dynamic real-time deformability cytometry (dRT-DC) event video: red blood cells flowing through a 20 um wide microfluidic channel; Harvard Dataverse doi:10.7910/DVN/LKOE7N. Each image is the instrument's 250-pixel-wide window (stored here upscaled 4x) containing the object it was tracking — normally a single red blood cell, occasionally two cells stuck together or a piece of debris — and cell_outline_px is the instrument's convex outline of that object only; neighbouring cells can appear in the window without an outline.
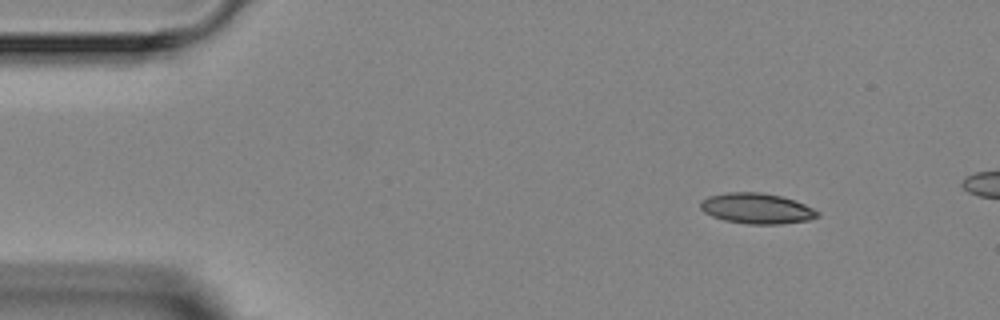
{"species": "Egyptian fruit bat (a non-hibernating species)", "species_latin": "Rousettus aegyptiacus", "temperature_condition": "room temperature", "stored_images_in_passage": 4, "camera_frame_rate_fps": 3000, "um_per_image_px": 0.085, "animal": {"sex": "female"}, "frame": {"image": 1, "passage_image": 1, "time_ms": 0.0, "image_size_px": [1000, 320], "cell_outline_px": [[820, 216], [808, 220], [780, 224], [748, 224], [724, 220], [712, 216], [704, 212], [700, 208], [700, 200], [708, 196], [728, 192], [760, 192], [780, 196], [796, 200], [820, 212]], "centroid_in_image_um": [64.31, 17.71], "position_along_channel_um": 20.7, "area_um2": 20.92}}